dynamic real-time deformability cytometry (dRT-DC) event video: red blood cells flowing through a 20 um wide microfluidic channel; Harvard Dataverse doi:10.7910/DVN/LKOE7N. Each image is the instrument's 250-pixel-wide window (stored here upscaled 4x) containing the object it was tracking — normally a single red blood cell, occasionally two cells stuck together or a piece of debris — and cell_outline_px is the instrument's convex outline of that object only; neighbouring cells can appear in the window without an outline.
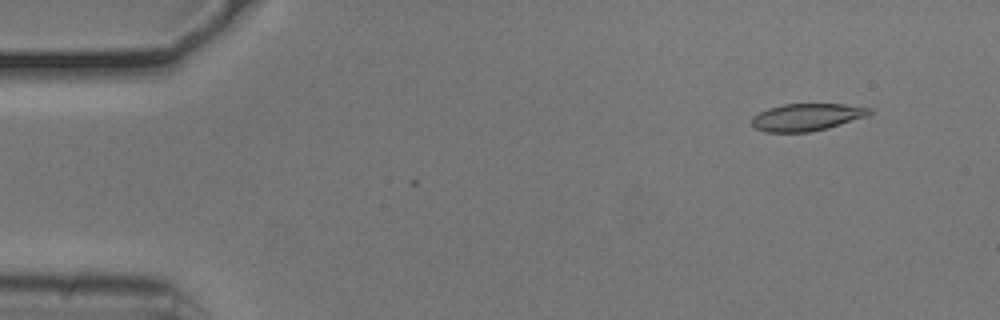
{"species": "common noctule bat (a hibernating species)", "species_latin": "Nyctalus noctula", "temperature_condition": "cold", "stored_images_in_passage": 3, "camera_frame_rate_fps": 3000, "um_per_image_px": 0.085, "animal": {"sex": "male", "body_mass_g": 20.5, "forearm_length_mm": 52.5}, "frame": {"image": 1, "passage_image": 1, "time_ms": 0.0, "image_size_px": [1000, 320], "cell_outline_px": [[872, 112], [864, 116], [828, 128], [808, 132], [764, 132], [756, 128], [752, 124], [752, 116], [768, 108], [784, 104], [844, 104], [872, 108]], "centroid_in_image_um": [68.54, 9.95], "position_along_channel_um": 16.5, "area_um2": 18.5}}